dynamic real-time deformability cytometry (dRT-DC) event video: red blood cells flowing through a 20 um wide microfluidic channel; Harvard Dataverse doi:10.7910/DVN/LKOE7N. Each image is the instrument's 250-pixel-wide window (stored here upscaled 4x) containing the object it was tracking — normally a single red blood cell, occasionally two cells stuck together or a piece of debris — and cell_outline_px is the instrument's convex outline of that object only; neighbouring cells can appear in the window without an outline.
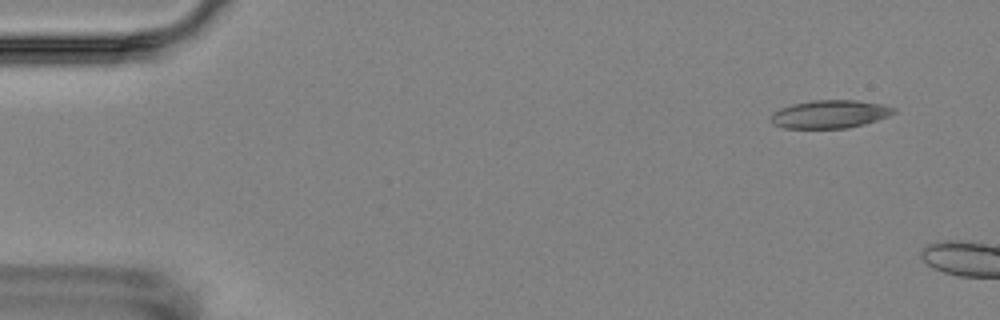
{"species": "Egyptian fruit bat (a non-hibernating species)", "species_latin": "Rousettus aegyptiacus", "temperature_condition": "room temperature", "stored_images_in_passage": 2, "camera_frame_rate_fps": 3000, "um_per_image_px": 0.085, "animal": {"sex": "female"}, "frame": {"image": 1, "passage_image": 1, "time_ms": 0.0, "image_size_px": [1000, 320], "cell_outline_px": [[896, 112], [888, 116], [864, 124], [848, 128], [784, 128], [772, 124], [772, 116], [780, 108], [792, 104], [812, 100], [856, 100], [880, 104], [896, 108]], "centroid_in_image_um": [70.55, 9.7], "position_along_channel_um": 14.4, "area_um2": 19.94}}